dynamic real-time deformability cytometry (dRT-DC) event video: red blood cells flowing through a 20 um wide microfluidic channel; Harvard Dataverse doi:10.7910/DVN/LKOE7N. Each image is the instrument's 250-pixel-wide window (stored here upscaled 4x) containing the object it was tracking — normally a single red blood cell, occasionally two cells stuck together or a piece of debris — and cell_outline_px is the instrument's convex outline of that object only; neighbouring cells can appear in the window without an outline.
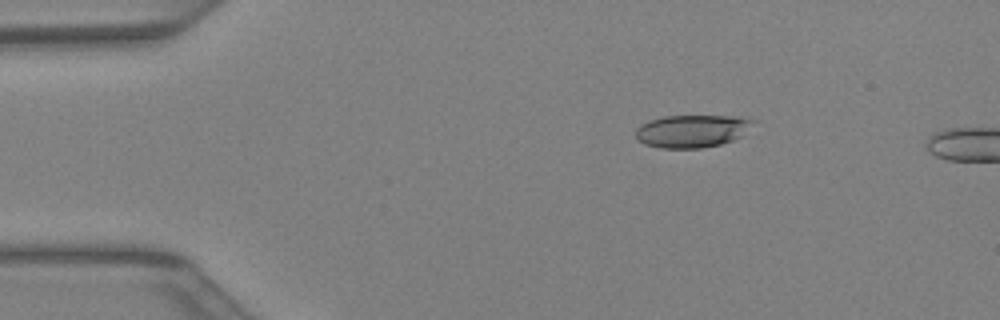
{"species": "Egyptian fruit bat (a non-hibernating species)", "species_latin": "Rousettus aegyptiacus", "temperature_condition": "warm", "stored_images_in_passage": 4, "camera_frame_rate_fps": 3000, "um_per_image_px": 0.085, "animal": {"sex": "female"}, "frame": {"image": 1, "passage_image": 2, "time_ms": 0.333, "image_size_px": [1000, 320], "cell_outline_px": [[756, 120], [740, 136], [732, 140], [720, 144], [700, 148], [664, 148], [644, 144], [636, 140], [636, 128], [640, 124], [648, 120], [664, 116], [740, 116]], "centroid_in_image_um": [58.77, 11.13], "position_along_channel_um": 26.2, "area_um2": 22.31}}